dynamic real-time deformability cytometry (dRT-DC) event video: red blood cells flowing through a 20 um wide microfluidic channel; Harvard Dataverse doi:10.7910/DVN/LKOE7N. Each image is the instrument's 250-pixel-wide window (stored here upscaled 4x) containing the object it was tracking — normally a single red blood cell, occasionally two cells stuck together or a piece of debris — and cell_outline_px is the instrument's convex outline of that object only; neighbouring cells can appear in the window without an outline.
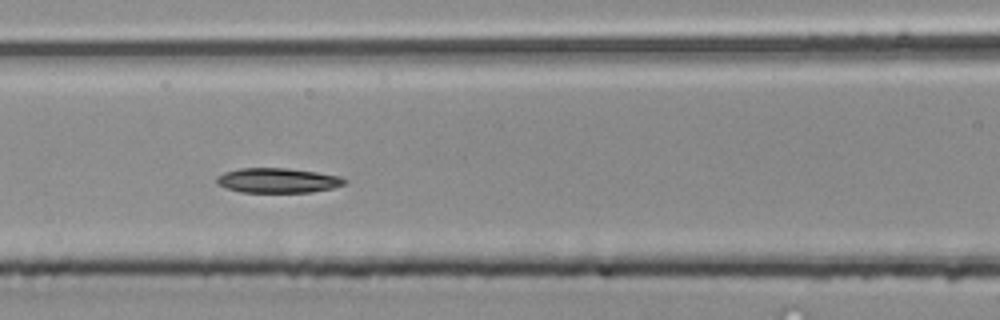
{"species": "common noctule bat (a hibernating species)", "species_latin": "Nyctalus noctula", "temperature_condition": "room temperature", "stored_images_in_passage": 13, "camera_frame_rate_fps": 3000, "um_per_image_px": 0.085, "animal": {"sex": "male", "body_mass_g": 20.4}, "frame": {"image": 1, "passage_image": 8, "time_ms": 2.333, "image_size_px": [1000, 320], "cell_outline_px": [[348, 180], [344, 184], [332, 188], [312, 192], [240, 192], [224, 188], [216, 184], [216, 176], [224, 172], [240, 168], [288, 168], [316, 172], [340, 176]], "centroid_in_image_um": [23.57, 15.34], "position_along_channel_um": 143.0, "area_um2": 18.61}}
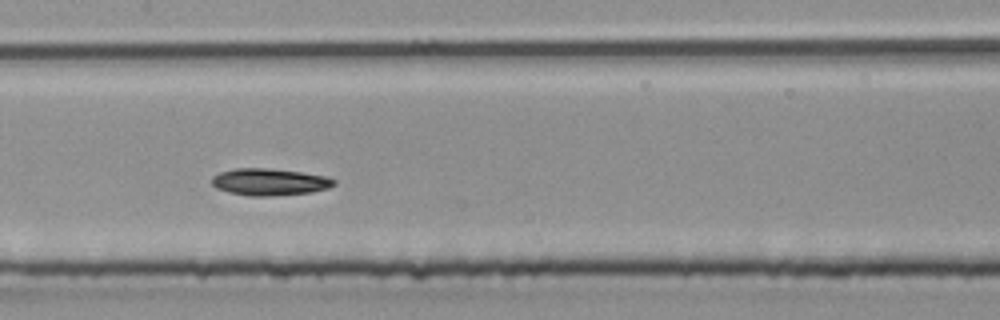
{"frame": {"image": 2, "passage_image": 11, "time_ms": 3.333, "image_size_px": [1000, 320], "cell_outline_px": [[336, 184], [328, 188], [312, 192], [272, 196], [248, 196], [228, 192], [216, 188], [212, 184], [212, 176], [220, 172], [236, 168], [268, 168], [300, 172], [324, 176], [336, 180]], "centroid_in_image_um": [22.89, 15.47], "position_along_channel_um": 184.5, "area_um2": 19.19}}